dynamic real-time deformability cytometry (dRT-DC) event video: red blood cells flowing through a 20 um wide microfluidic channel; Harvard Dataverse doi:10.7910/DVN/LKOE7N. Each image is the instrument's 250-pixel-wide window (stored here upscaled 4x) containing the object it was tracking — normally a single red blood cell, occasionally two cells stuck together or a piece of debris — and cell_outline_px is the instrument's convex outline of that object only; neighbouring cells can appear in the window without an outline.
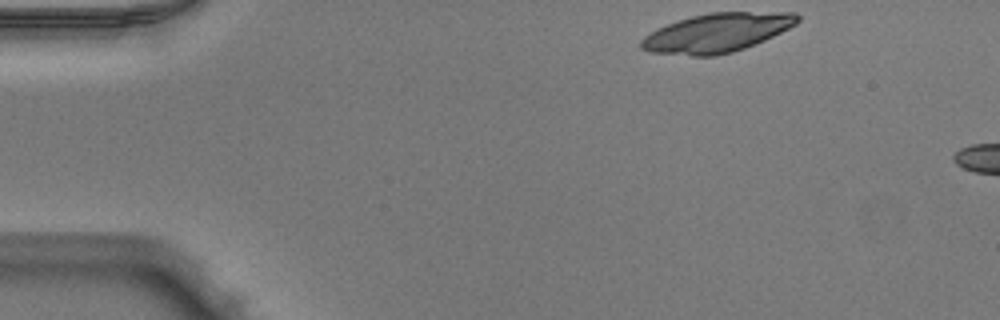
{"species": "Egyptian fruit bat (a non-hibernating species)", "species_latin": "Rousettus aegyptiacus", "temperature_condition": "warm", "stored_images_in_passage": 5, "camera_frame_rate_fps": 3000, "um_per_image_px": 0.085, "animal": {"sex": "male"}, "frame": {"image": 1, "passage_image": 1, "time_ms": 0.0, "image_size_px": [1000, 320], "cell_outline_px": [[800, 20], [796, 24], [764, 40], [744, 48], [732, 52], [716, 56], [692, 56], [648, 52], [640, 48], [640, 40], [644, 36], [656, 28], [692, 16], [708, 12], [796, 12], [800, 16]], "centroid_in_image_um": [60.92, 2.79], "position_along_channel_um": 24.1, "area_um2": 35.49}}